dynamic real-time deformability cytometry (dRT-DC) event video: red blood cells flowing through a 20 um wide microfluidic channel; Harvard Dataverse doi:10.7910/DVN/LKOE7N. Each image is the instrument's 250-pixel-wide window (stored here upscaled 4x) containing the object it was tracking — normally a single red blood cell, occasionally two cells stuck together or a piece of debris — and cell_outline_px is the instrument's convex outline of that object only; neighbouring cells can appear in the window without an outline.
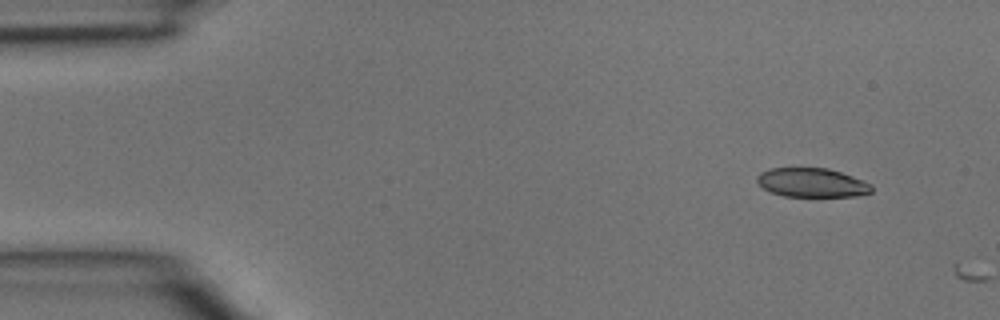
{"species": "common noctule bat (a hibernating species)", "species_latin": "Nyctalus noctula", "temperature_condition": "room temperature", "stored_images_in_passage": 2, "camera_frame_rate_fps": 3000, "um_per_image_px": 0.085, "animal": {"sex": "male", "body_mass_g": 15.6}, "frame": {"image": 1, "passage_image": 1, "time_ms": 0.0, "image_size_px": [1000, 320], "cell_outline_px": [[872, 192], [856, 196], [784, 196], [772, 192], [764, 188], [756, 180], [756, 176], [760, 172], [768, 168], [828, 168], [852, 176], [872, 184]], "centroid_in_image_um": [69.01, 15.52], "position_along_channel_um": 16.0, "area_um2": 19.31}}